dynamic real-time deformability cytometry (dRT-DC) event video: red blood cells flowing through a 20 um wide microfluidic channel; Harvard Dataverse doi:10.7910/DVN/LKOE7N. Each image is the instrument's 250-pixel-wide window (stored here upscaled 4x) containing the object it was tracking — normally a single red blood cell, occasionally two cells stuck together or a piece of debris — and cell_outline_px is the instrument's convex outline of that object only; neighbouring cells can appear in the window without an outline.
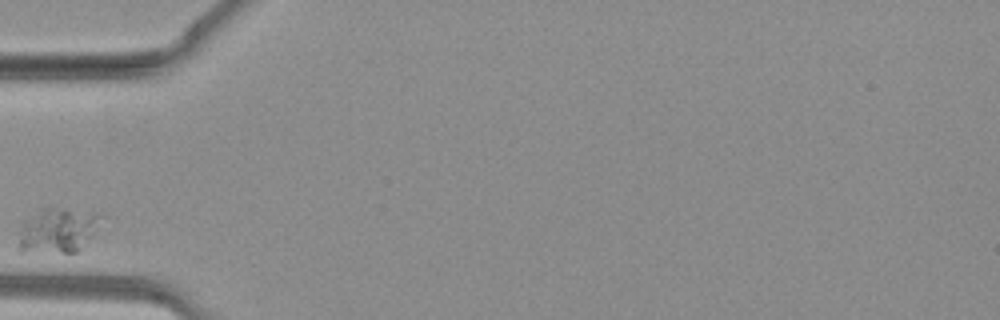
{"species": "common noctule bat (a hibernating species)", "species_latin": "Nyctalus noctula", "temperature_condition": "warm", "stored_images_in_passage": 21, "camera_frame_rate_fps": 3000, "um_per_image_px": 0.085, "animal": {"sex": "female", "body_mass_g": 19.3, "forearm_length_mm": 54.1}, "frame": {"image": 1, "passage_image": 1, "time_ms": 0.0, "image_size_px": [1000, 320], "cell_outline_px": [[112, 220], [76, 252], [20, 252], [20, 220], [40, 208], [48, 208], [100, 212], [108, 216]], "centroid_in_image_um": [5.07, 19.53], "position_along_channel_um": 79.9, "area_um2": 22.83}}
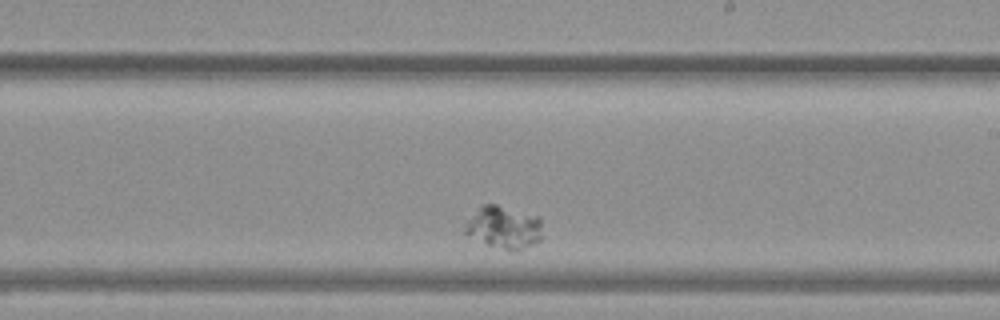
{"frame": {"image": 2, "passage_image": 12, "time_ms": 3.667, "image_size_px": [1000, 320], "cell_outline_px": [[544, 236], [540, 240], [532, 244], [520, 248], [504, 248], [488, 244], [464, 232], [464, 224], [476, 208], [480, 204], [496, 204], [540, 216]], "centroid_in_image_um": [42.85, 19.25], "position_along_channel_um": 246.2, "area_um2": 19.02}}
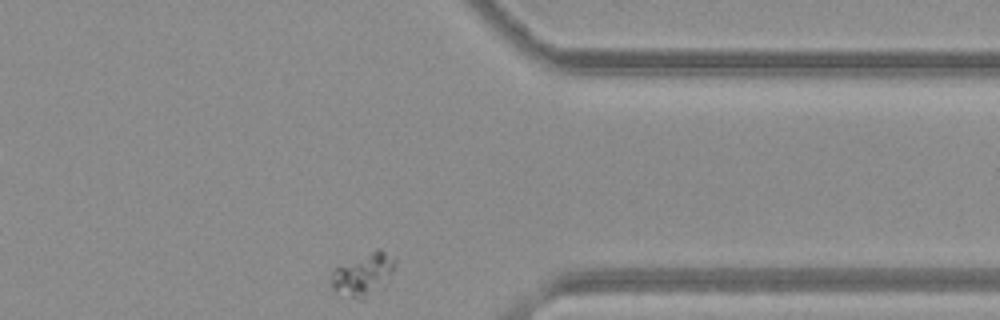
{"frame": {"image": 3, "passage_image": 21, "time_ms": 6.667, "image_size_px": [1000, 320], "cell_outline_px": [[396, 264], [384, 288], [364, 300], [360, 300], [336, 292], [332, 288], [332, 268], [376, 248], [380, 248], [396, 256]], "centroid_in_image_um": [30.93, 23.31], "position_along_channel_um": 380.5, "area_um2": 16.47}}